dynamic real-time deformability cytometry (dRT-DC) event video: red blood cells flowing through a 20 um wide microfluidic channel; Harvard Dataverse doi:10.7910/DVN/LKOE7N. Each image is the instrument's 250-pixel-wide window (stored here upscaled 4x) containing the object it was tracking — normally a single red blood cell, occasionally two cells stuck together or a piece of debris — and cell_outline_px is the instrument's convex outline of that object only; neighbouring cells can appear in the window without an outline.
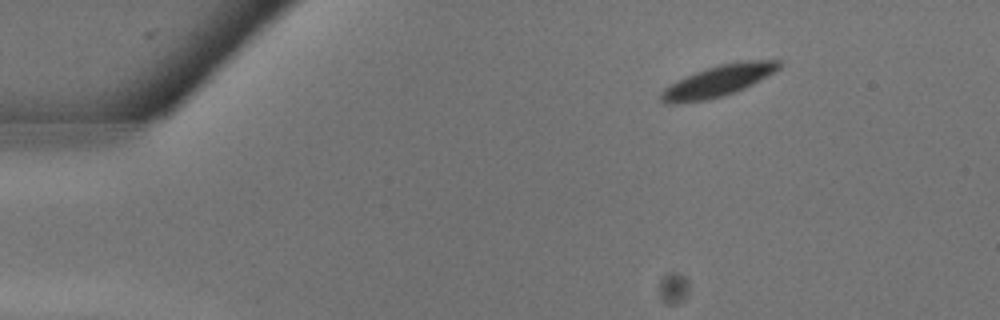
{"species": "common noctule bat (a hibernating species)", "species_latin": "Nyctalus noctula", "temperature_condition": "warm", "stored_images_in_passage": 16, "camera_frame_rate_fps": 3000, "um_per_image_px": 0.085, "animal": {"sex": "male", "body_mass_g": 13.3}, "frame": {"image": 1, "passage_image": 4, "time_ms": 1.0, "image_size_px": [1000, 320], "cell_outline_px": [[780, 68], [760, 80], [744, 88], [724, 96], [704, 100], [680, 104], [664, 104], [660, 100], [660, 92], [668, 84], [676, 80], [704, 68], [720, 64], [740, 60], [780, 60]], "centroid_in_image_um": [60.97, 6.88], "position_along_channel_um": 24.0, "area_um2": 21.79}}
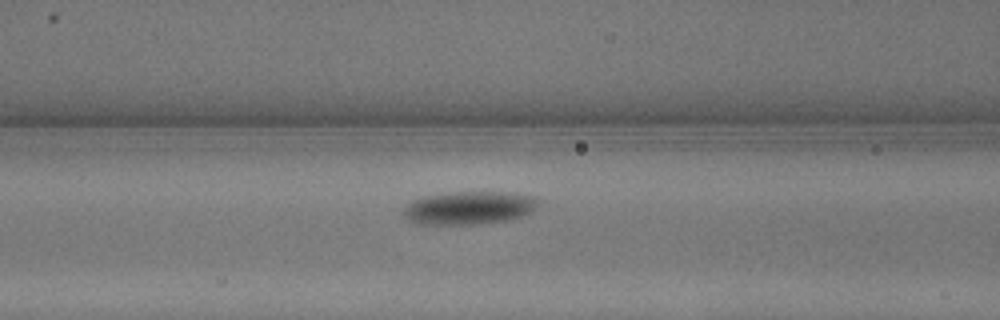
{"frame": {"image": 2, "passage_image": 12, "time_ms": 3.667, "image_size_px": [1000, 320], "cell_outline_px": [[540, 200], [536, 208], [532, 212], [508, 220], [472, 224], [416, 224], [408, 220], [404, 216], [404, 208], [412, 200], [420, 196], [448, 192], [516, 192], [536, 196]], "centroid_in_image_um": [39.88, 17.64], "position_along_channel_um": 126.7, "area_um2": 26.36}}
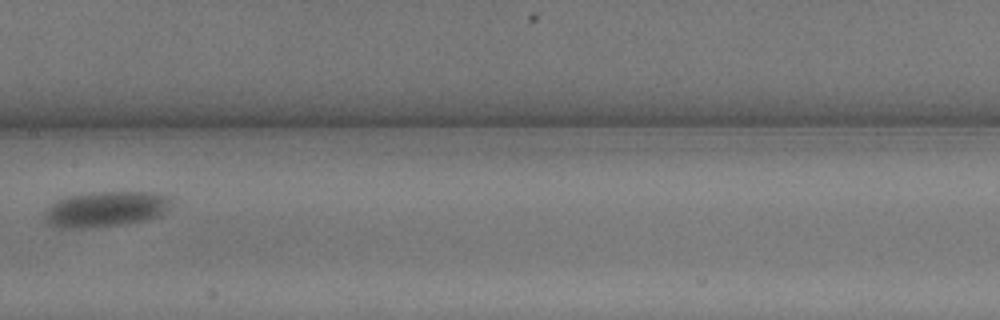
{"frame": {"image": 3, "passage_image": 15, "time_ms": 4.667, "image_size_px": [1000, 320], "cell_outline_px": [[168, 208], [160, 216], [144, 220], [120, 224], [88, 228], [60, 228], [48, 224], [44, 220], [44, 212], [56, 200], [68, 196], [88, 192], [148, 192], [168, 196]], "centroid_in_image_um": [8.9, 17.78], "position_along_channel_um": 198.5, "area_um2": 26.01}}